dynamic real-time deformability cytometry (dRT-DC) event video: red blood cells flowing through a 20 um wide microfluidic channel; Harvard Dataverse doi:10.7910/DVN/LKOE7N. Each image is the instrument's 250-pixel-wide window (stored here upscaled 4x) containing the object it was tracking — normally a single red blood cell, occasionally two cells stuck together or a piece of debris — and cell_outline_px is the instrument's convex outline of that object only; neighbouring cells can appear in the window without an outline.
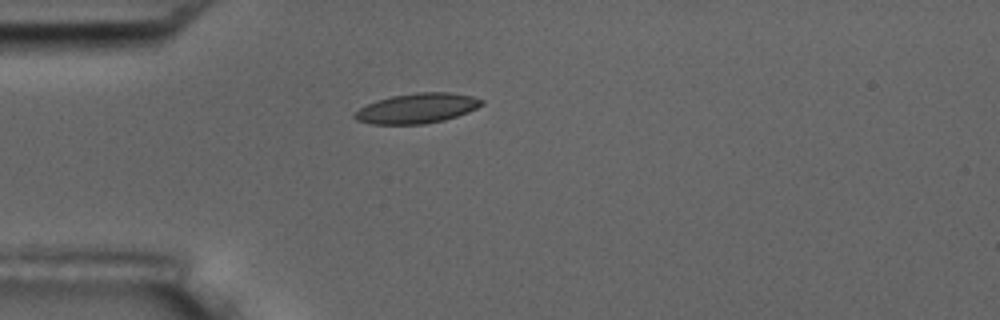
{"species": "common noctule bat (a hibernating species)", "species_latin": "Nyctalus noctula", "temperature_condition": "room temperature", "stored_images_in_passage": 5, "camera_frame_rate_fps": 3000, "um_per_image_px": 0.085, "animal": {"sex": "male", "body_mass_g": 17.5, "forearm_length_mm": 52.3}, "frame": {"image": 1, "passage_image": 1, "time_ms": 0.0, "image_size_px": [1000, 320], "cell_outline_px": [[484, 104], [468, 112], [444, 120], [424, 124], [372, 124], [356, 120], [352, 116], [360, 108], [376, 100], [392, 96], [416, 92], [452, 92], [472, 96], [484, 100]], "centroid_in_image_um": [35.46, 9.2], "position_along_channel_um": 49.5, "area_um2": 22.2}}
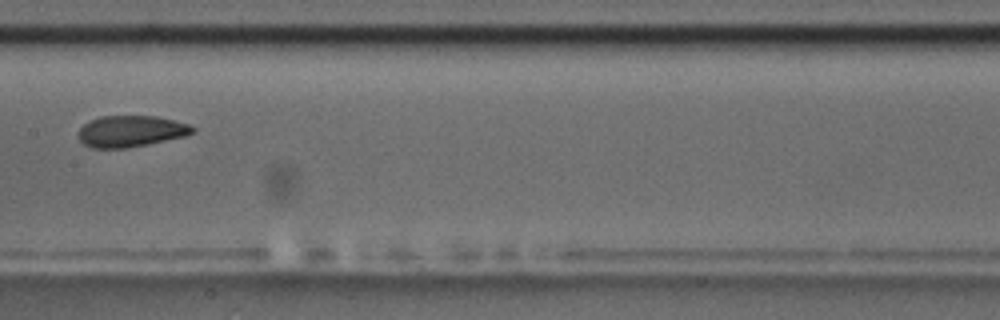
{"frame": {"image": 2, "passage_image": 5, "time_ms": 4.333, "image_size_px": [1000, 320], "cell_outline_px": [[196, 132], [184, 136], [148, 144], [124, 148], [92, 148], [84, 144], [76, 136], [76, 132], [88, 120], [100, 116], [156, 116], [188, 124], [196, 128]], "centroid_in_image_um": [11.08, 11.15], "position_along_channel_um": 196.3, "area_um2": 20.98}}